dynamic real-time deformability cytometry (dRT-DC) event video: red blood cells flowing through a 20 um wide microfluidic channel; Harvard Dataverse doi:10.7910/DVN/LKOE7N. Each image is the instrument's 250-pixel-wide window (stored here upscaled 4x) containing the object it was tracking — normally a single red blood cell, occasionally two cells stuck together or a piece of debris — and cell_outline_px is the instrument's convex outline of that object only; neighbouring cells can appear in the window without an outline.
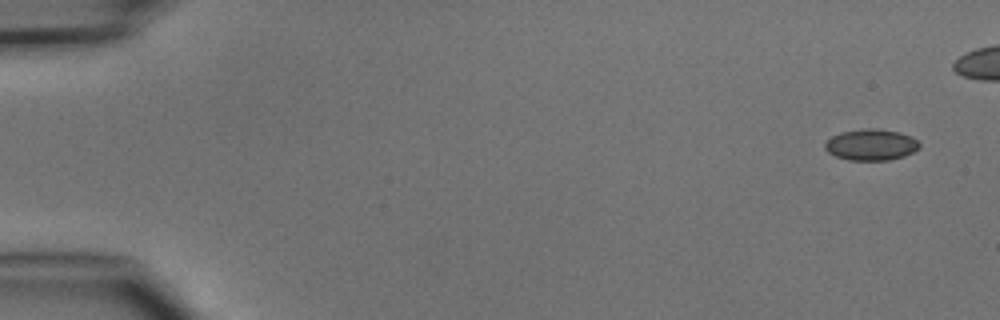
{"species": "common noctule bat (a hibernating species)", "species_latin": "Nyctalus noctula", "temperature_condition": "cold", "stored_images_in_passage": 6, "camera_frame_rate_fps": 3000, "um_per_image_px": 0.085, "animal": {"sex": "male", "body_mass_g": 15.6}, "frame": {"image": 1, "passage_image": 1, "time_ms": 0.0, "image_size_px": [1000, 320], "cell_outline_px": [[920, 148], [904, 156], [888, 160], [848, 160], [836, 156], [828, 152], [824, 148], [824, 144], [832, 136], [840, 132], [868, 128], [876, 128], [900, 132], [912, 136], [920, 144]], "centroid_in_image_um": [74.05, 12.3], "position_along_channel_um": 11.0, "area_um2": 17.22}}